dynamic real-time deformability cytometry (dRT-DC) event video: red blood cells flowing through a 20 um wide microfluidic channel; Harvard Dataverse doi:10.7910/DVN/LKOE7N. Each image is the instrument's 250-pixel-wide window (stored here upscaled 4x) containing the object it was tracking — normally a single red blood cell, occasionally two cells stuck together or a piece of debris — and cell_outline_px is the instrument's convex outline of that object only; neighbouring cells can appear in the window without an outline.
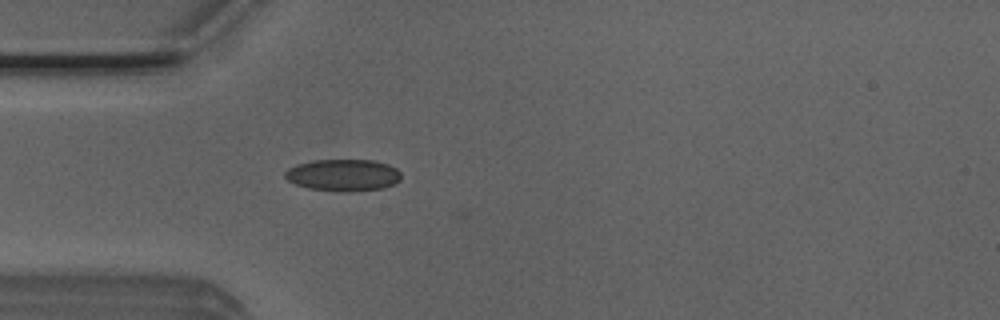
{"species": "Egyptian fruit bat (a non-hibernating species)", "species_latin": "Rousettus aegyptiacus", "temperature_condition": "room temperature", "stored_images_in_passage": 6, "camera_frame_rate_fps": 3000, "um_per_image_px": 0.085, "animal": {"sex": "male"}, "frame": {"image": 1, "passage_image": 6, "time_ms": 1.667, "image_size_px": [1000, 320], "cell_outline_px": [[400, 180], [396, 184], [384, 188], [348, 192], [340, 192], [308, 188], [296, 184], [288, 180], [284, 176], [284, 172], [288, 168], [296, 164], [312, 160], [376, 160], [388, 164], [396, 168], [400, 172]], "centroid_in_image_um": [29.18, 14.88], "position_along_channel_um": 55.8, "area_um2": 21.85}}